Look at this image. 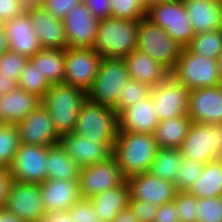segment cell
I'll return each instance as SVG.
<instances>
[{"label": "cell", "mask_w": 222, "mask_h": 222, "mask_svg": "<svg viewBox=\"0 0 222 222\" xmlns=\"http://www.w3.org/2000/svg\"><path fill=\"white\" fill-rule=\"evenodd\" d=\"M158 149L153 134L118 131L112 156L127 180L149 172Z\"/></svg>", "instance_id": "6da1fadb"}, {"label": "cell", "mask_w": 222, "mask_h": 222, "mask_svg": "<svg viewBox=\"0 0 222 222\" xmlns=\"http://www.w3.org/2000/svg\"><path fill=\"white\" fill-rule=\"evenodd\" d=\"M41 103L50 113L54 129L59 136L74 132L76 120L87 92L65 83L52 84Z\"/></svg>", "instance_id": "7a4b0ae2"}, {"label": "cell", "mask_w": 222, "mask_h": 222, "mask_svg": "<svg viewBox=\"0 0 222 222\" xmlns=\"http://www.w3.org/2000/svg\"><path fill=\"white\" fill-rule=\"evenodd\" d=\"M140 20H99L94 50L103 58H124L136 49Z\"/></svg>", "instance_id": "3957f363"}, {"label": "cell", "mask_w": 222, "mask_h": 222, "mask_svg": "<svg viewBox=\"0 0 222 222\" xmlns=\"http://www.w3.org/2000/svg\"><path fill=\"white\" fill-rule=\"evenodd\" d=\"M74 133L106 143L113 150L118 134L117 110L87 99L78 113Z\"/></svg>", "instance_id": "277c9868"}, {"label": "cell", "mask_w": 222, "mask_h": 222, "mask_svg": "<svg viewBox=\"0 0 222 222\" xmlns=\"http://www.w3.org/2000/svg\"><path fill=\"white\" fill-rule=\"evenodd\" d=\"M170 75L190 90L220 86L222 77L218 60L193 53L187 47Z\"/></svg>", "instance_id": "5b68a950"}, {"label": "cell", "mask_w": 222, "mask_h": 222, "mask_svg": "<svg viewBox=\"0 0 222 222\" xmlns=\"http://www.w3.org/2000/svg\"><path fill=\"white\" fill-rule=\"evenodd\" d=\"M179 150L183 158L203 164L222 159V123L192 122Z\"/></svg>", "instance_id": "8992f818"}, {"label": "cell", "mask_w": 222, "mask_h": 222, "mask_svg": "<svg viewBox=\"0 0 222 222\" xmlns=\"http://www.w3.org/2000/svg\"><path fill=\"white\" fill-rule=\"evenodd\" d=\"M146 18L162 27L181 46L186 48L194 37L193 27L184 0H164L149 4Z\"/></svg>", "instance_id": "52a82bcc"}, {"label": "cell", "mask_w": 222, "mask_h": 222, "mask_svg": "<svg viewBox=\"0 0 222 222\" xmlns=\"http://www.w3.org/2000/svg\"><path fill=\"white\" fill-rule=\"evenodd\" d=\"M183 48L166 30L154 25L146 17L139 21L136 49L148 54L169 72L175 68Z\"/></svg>", "instance_id": "ba28073f"}, {"label": "cell", "mask_w": 222, "mask_h": 222, "mask_svg": "<svg viewBox=\"0 0 222 222\" xmlns=\"http://www.w3.org/2000/svg\"><path fill=\"white\" fill-rule=\"evenodd\" d=\"M129 73L123 58H103L97 77L87 91V99L97 104L115 107L120 90L124 89Z\"/></svg>", "instance_id": "9c48e42d"}, {"label": "cell", "mask_w": 222, "mask_h": 222, "mask_svg": "<svg viewBox=\"0 0 222 222\" xmlns=\"http://www.w3.org/2000/svg\"><path fill=\"white\" fill-rule=\"evenodd\" d=\"M191 90L179 83L172 75L151 88L157 118L167 121L188 114Z\"/></svg>", "instance_id": "30bf717a"}, {"label": "cell", "mask_w": 222, "mask_h": 222, "mask_svg": "<svg viewBox=\"0 0 222 222\" xmlns=\"http://www.w3.org/2000/svg\"><path fill=\"white\" fill-rule=\"evenodd\" d=\"M103 57L94 48H66L64 83L87 92L97 77Z\"/></svg>", "instance_id": "8fae6325"}, {"label": "cell", "mask_w": 222, "mask_h": 222, "mask_svg": "<svg viewBox=\"0 0 222 222\" xmlns=\"http://www.w3.org/2000/svg\"><path fill=\"white\" fill-rule=\"evenodd\" d=\"M126 181L112 156L103 162L81 167L78 179L81 198L89 199L100 192L121 186Z\"/></svg>", "instance_id": "7c38bea8"}, {"label": "cell", "mask_w": 222, "mask_h": 222, "mask_svg": "<svg viewBox=\"0 0 222 222\" xmlns=\"http://www.w3.org/2000/svg\"><path fill=\"white\" fill-rule=\"evenodd\" d=\"M50 147L20 145L9 168L12 181L41 184L47 180V156Z\"/></svg>", "instance_id": "4fadbf2b"}, {"label": "cell", "mask_w": 222, "mask_h": 222, "mask_svg": "<svg viewBox=\"0 0 222 222\" xmlns=\"http://www.w3.org/2000/svg\"><path fill=\"white\" fill-rule=\"evenodd\" d=\"M4 207L25 222H39L45 213L41 184L12 181Z\"/></svg>", "instance_id": "5bb4252c"}, {"label": "cell", "mask_w": 222, "mask_h": 222, "mask_svg": "<svg viewBox=\"0 0 222 222\" xmlns=\"http://www.w3.org/2000/svg\"><path fill=\"white\" fill-rule=\"evenodd\" d=\"M15 125L22 144L45 147L59 144L60 136L54 129L50 113L42 103Z\"/></svg>", "instance_id": "9a60e30c"}, {"label": "cell", "mask_w": 222, "mask_h": 222, "mask_svg": "<svg viewBox=\"0 0 222 222\" xmlns=\"http://www.w3.org/2000/svg\"><path fill=\"white\" fill-rule=\"evenodd\" d=\"M68 48H93L99 20L81 3L72 8L62 20Z\"/></svg>", "instance_id": "2e32d148"}, {"label": "cell", "mask_w": 222, "mask_h": 222, "mask_svg": "<svg viewBox=\"0 0 222 222\" xmlns=\"http://www.w3.org/2000/svg\"><path fill=\"white\" fill-rule=\"evenodd\" d=\"M126 181L130 189V200L147 201L161 206L173 202L177 194L173 182L155 177L150 172L135 175Z\"/></svg>", "instance_id": "e0dca14e"}, {"label": "cell", "mask_w": 222, "mask_h": 222, "mask_svg": "<svg viewBox=\"0 0 222 222\" xmlns=\"http://www.w3.org/2000/svg\"><path fill=\"white\" fill-rule=\"evenodd\" d=\"M59 144L80 167L94 165L112 157L113 150L106 144L74 132L60 136Z\"/></svg>", "instance_id": "ac0fdd59"}, {"label": "cell", "mask_w": 222, "mask_h": 222, "mask_svg": "<svg viewBox=\"0 0 222 222\" xmlns=\"http://www.w3.org/2000/svg\"><path fill=\"white\" fill-rule=\"evenodd\" d=\"M187 115L192 122L222 123L221 86L191 90Z\"/></svg>", "instance_id": "d6986e66"}, {"label": "cell", "mask_w": 222, "mask_h": 222, "mask_svg": "<svg viewBox=\"0 0 222 222\" xmlns=\"http://www.w3.org/2000/svg\"><path fill=\"white\" fill-rule=\"evenodd\" d=\"M2 27L7 35L9 51L31 58L42 49L34 33L28 12L13 17L3 23Z\"/></svg>", "instance_id": "ffe728a7"}, {"label": "cell", "mask_w": 222, "mask_h": 222, "mask_svg": "<svg viewBox=\"0 0 222 222\" xmlns=\"http://www.w3.org/2000/svg\"><path fill=\"white\" fill-rule=\"evenodd\" d=\"M158 124L151 96L124 108L118 114V131L153 134Z\"/></svg>", "instance_id": "44dd1931"}, {"label": "cell", "mask_w": 222, "mask_h": 222, "mask_svg": "<svg viewBox=\"0 0 222 222\" xmlns=\"http://www.w3.org/2000/svg\"><path fill=\"white\" fill-rule=\"evenodd\" d=\"M34 33L42 48H67V38L63 21L54 18L44 8H35L27 11Z\"/></svg>", "instance_id": "7402d4cb"}, {"label": "cell", "mask_w": 222, "mask_h": 222, "mask_svg": "<svg viewBox=\"0 0 222 222\" xmlns=\"http://www.w3.org/2000/svg\"><path fill=\"white\" fill-rule=\"evenodd\" d=\"M45 212L69 210L81 199L78 180L47 179L41 183Z\"/></svg>", "instance_id": "603a6c76"}, {"label": "cell", "mask_w": 222, "mask_h": 222, "mask_svg": "<svg viewBox=\"0 0 222 222\" xmlns=\"http://www.w3.org/2000/svg\"><path fill=\"white\" fill-rule=\"evenodd\" d=\"M194 35L222 29V1L184 0Z\"/></svg>", "instance_id": "cb8c5ba5"}, {"label": "cell", "mask_w": 222, "mask_h": 222, "mask_svg": "<svg viewBox=\"0 0 222 222\" xmlns=\"http://www.w3.org/2000/svg\"><path fill=\"white\" fill-rule=\"evenodd\" d=\"M123 59L127 66L129 78L150 87H154L170 74L158 61L137 49Z\"/></svg>", "instance_id": "d4e9b609"}, {"label": "cell", "mask_w": 222, "mask_h": 222, "mask_svg": "<svg viewBox=\"0 0 222 222\" xmlns=\"http://www.w3.org/2000/svg\"><path fill=\"white\" fill-rule=\"evenodd\" d=\"M41 98L20 88L0 96V120L16 124L41 104Z\"/></svg>", "instance_id": "484cf974"}, {"label": "cell", "mask_w": 222, "mask_h": 222, "mask_svg": "<svg viewBox=\"0 0 222 222\" xmlns=\"http://www.w3.org/2000/svg\"><path fill=\"white\" fill-rule=\"evenodd\" d=\"M94 211L104 222H111L117 213L130 202V189L127 181L121 186L100 192L89 198Z\"/></svg>", "instance_id": "4316f807"}, {"label": "cell", "mask_w": 222, "mask_h": 222, "mask_svg": "<svg viewBox=\"0 0 222 222\" xmlns=\"http://www.w3.org/2000/svg\"><path fill=\"white\" fill-rule=\"evenodd\" d=\"M29 61L51 85L64 83L65 50L42 48Z\"/></svg>", "instance_id": "83f0119b"}, {"label": "cell", "mask_w": 222, "mask_h": 222, "mask_svg": "<svg viewBox=\"0 0 222 222\" xmlns=\"http://www.w3.org/2000/svg\"><path fill=\"white\" fill-rule=\"evenodd\" d=\"M188 192L198 199L222 196V159L204 164L201 174Z\"/></svg>", "instance_id": "f1b7e54d"}, {"label": "cell", "mask_w": 222, "mask_h": 222, "mask_svg": "<svg viewBox=\"0 0 222 222\" xmlns=\"http://www.w3.org/2000/svg\"><path fill=\"white\" fill-rule=\"evenodd\" d=\"M192 120L188 115L160 121L153 133L159 148H180Z\"/></svg>", "instance_id": "f546056e"}, {"label": "cell", "mask_w": 222, "mask_h": 222, "mask_svg": "<svg viewBox=\"0 0 222 222\" xmlns=\"http://www.w3.org/2000/svg\"><path fill=\"white\" fill-rule=\"evenodd\" d=\"M47 179L78 180L81 167L71 159L60 144L48 149Z\"/></svg>", "instance_id": "4dcf8cb0"}, {"label": "cell", "mask_w": 222, "mask_h": 222, "mask_svg": "<svg viewBox=\"0 0 222 222\" xmlns=\"http://www.w3.org/2000/svg\"><path fill=\"white\" fill-rule=\"evenodd\" d=\"M182 158L178 148H159L149 172L155 177L174 183L182 166Z\"/></svg>", "instance_id": "1f68e13d"}, {"label": "cell", "mask_w": 222, "mask_h": 222, "mask_svg": "<svg viewBox=\"0 0 222 222\" xmlns=\"http://www.w3.org/2000/svg\"><path fill=\"white\" fill-rule=\"evenodd\" d=\"M187 48L193 53L218 60L222 51V29L194 35Z\"/></svg>", "instance_id": "d6a6232c"}, {"label": "cell", "mask_w": 222, "mask_h": 222, "mask_svg": "<svg viewBox=\"0 0 222 222\" xmlns=\"http://www.w3.org/2000/svg\"><path fill=\"white\" fill-rule=\"evenodd\" d=\"M21 145L15 124H0V167L9 169Z\"/></svg>", "instance_id": "836d02e7"}, {"label": "cell", "mask_w": 222, "mask_h": 222, "mask_svg": "<svg viewBox=\"0 0 222 222\" xmlns=\"http://www.w3.org/2000/svg\"><path fill=\"white\" fill-rule=\"evenodd\" d=\"M50 86L51 84L47 81L45 75H42L37 67H34L28 60L18 81V88L35 94L42 99Z\"/></svg>", "instance_id": "e575fe53"}, {"label": "cell", "mask_w": 222, "mask_h": 222, "mask_svg": "<svg viewBox=\"0 0 222 222\" xmlns=\"http://www.w3.org/2000/svg\"><path fill=\"white\" fill-rule=\"evenodd\" d=\"M151 88L142 82L128 79L124 89L120 90L118 104L114 107L119 114L124 108L132 106L151 94Z\"/></svg>", "instance_id": "d590c367"}, {"label": "cell", "mask_w": 222, "mask_h": 222, "mask_svg": "<svg viewBox=\"0 0 222 222\" xmlns=\"http://www.w3.org/2000/svg\"><path fill=\"white\" fill-rule=\"evenodd\" d=\"M143 0H111V17L128 20H141L146 17Z\"/></svg>", "instance_id": "8d00e7d4"}, {"label": "cell", "mask_w": 222, "mask_h": 222, "mask_svg": "<svg viewBox=\"0 0 222 222\" xmlns=\"http://www.w3.org/2000/svg\"><path fill=\"white\" fill-rule=\"evenodd\" d=\"M203 167V163L182 158V166L179 168V173L174 180L177 192L189 191L201 174Z\"/></svg>", "instance_id": "74e56055"}, {"label": "cell", "mask_w": 222, "mask_h": 222, "mask_svg": "<svg viewBox=\"0 0 222 222\" xmlns=\"http://www.w3.org/2000/svg\"><path fill=\"white\" fill-rule=\"evenodd\" d=\"M177 218L179 222H196L197 221V203L198 198L195 195L186 192H177L173 200Z\"/></svg>", "instance_id": "f35d334b"}, {"label": "cell", "mask_w": 222, "mask_h": 222, "mask_svg": "<svg viewBox=\"0 0 222 222\" xmlns=\"http://www.w3.org/2000/svg\"><path fill=\"white\" fill-rule=\"evenodd\" d=\"M196 222H222V196L198 199Z\"/></svg>", "instance_id": "ab89813d"}, {"label": "cell", "mask_w": 222, "mask_h": 222, "mask_svg": "<svg viewBox=\"0 0 222 222\" xmlns=\"http://www.w3.org/2000/svg\"><path fill=\"white\" fill-rule=\"evenodd\" d=\"M28 60L29 58L8 50L0 56V74L10 76L18 82Z\"/></svg>", "instance_id": "60d3db41"}, {"label": "cell", "mask_w": 222, "mask_h": 222, "mask_svg": "<svg viewBox=\"0 0 222 222\" xmlns=\"http://www.w3.org/2000/svg\"><path fill=\"white\" fill-rule=\"evenodd\" d=\"M75 222H104L99 214H96L89 199L81 198L68 210Z\"/></svg>", "instance_id": "b9f144b4"}, {"label": "cell", "mask_w": 222, "mask_h": 222, "mask_svg": "<svg viewBox=\"0 0 222 222\" xmlns=\"http://www.w3.org/2000/svg\"><path fill=\"white\" fill-rule=\"evenodd\" d=\"M83 0H45L43 8L54 18L63 20L69 11Z\"/></svg>", "instance_id": "7bdbcfd3"}, {"label": "cell", "mask_w": 222, "mask_h": 222, "mask_svg": "<svg viewBox=\"0 0 222 222\" xmlns=\"http://www.w3.org/2000/svg\"><path fill=\"white\" fill-rule=\"evenodd\" d=\"M129 205L136 211L139 222H154L158 207L147 201L130 200Z\"/></svg>", "instance_id": "ee69618b"}, {"label": "cell", "mask_w": 222, "mask_h": 222, "mask_svg": "<svg viewBox=\"0 0 222 222\" xmlns=\"http://www.w3.org/2000/svg\"><path fill=\"white\" fill-rule=\"evenodd\" d=\"M83 3L98 20L111 17V0H83Z\"/></svg>", "instance_id": "f6af8a7d"}, {"label": "cell", "mask_w": 222, "mask_h": 222, "mask_svg": "<svg viewBox=\"0 0 222 222\" xmlns=\"http://www.w3.org/2000/svg\"><path fill=\"white\" fill-rule=\"evenodd\" d=\"M24 10L19 0H0V23L3 24L15 16L21 15Z\"/></svg>", "instance_id": "bcb514c9"}, {"label": "cell", "mask_w": 222, "mask_h": 222, "mask_svg": "<svg viewBox=\"0 0 222 222\" xmlns=\"http://www.w3.org/2000/svg\"><path fill=\"white\" fill-rule=\"evenodd\" d=\"M154 222H179L173 202L158 207Z\"/></svg>", "instance_id": "7dc6e473"}, {"label": "cell", "mask_w": 222, "mask_h": 222, "mask_svg": "<svg viewBox=\"0 0 222 222\" xmlns=\"http://www.w3.org/2000/svg\"><path fill=\"white\" fill-rule=\"evenodd\" d=\"M11 183L9 169L0 167V207L6 204Z\"/></svg>", "instance_id": "c3c4849f"}, {"label": "cell", "mask_w": 222, "mask_h": 222, "mask_svg": "<svg viewBox=\"0 0 222 222\" xmlns=\"http://www.w3.org/2000/svg\"><path fill=\"white\" fill-rule=\"evenodd\" d=\"M39 222H75L68 210L45 212Z\"/></svg>", "instance_id": "681fc988"}, {"label": "cell", "mask_w": 222, "mask_h": 222, "mask_svg": "<svg viewBox=\"0 0 222 222\" xmlns=\"http://www.w3.org/2000/svg\"><path fill=\"white\" fill-rule=\"evenodd\" d=\"M111 222H139V219L136 217V211L128 205L120 210Z\"/></svg>", "instance_id": "f907efd6"}, {"label": "cell", "mask_w": 222, "mask_h": 222, "mask_svg": "<svg viewBox=\"0 0 222 222\" xmlns=\"http://www.w3.org/2000/svg\"><path fill=\"white\" fill-rule=\"evenodd\" d=\"M17 88V81H14L12 78H10V76L0 74V96L7 95Z\"/></svg>", "instance_id": "816d5d0a"}, {"label": "cell", "mask_w": 222, "mask_h": 222, "mask_svg": "<svg viewBox=\"0 0 222 222\" xmlns=\"http://www.w3.org/2000/svg\"><path fill=\"white\" fill-rule=\"evenodd\" d=\"M19 3L24 12H27L35 8H43L45 0H19Z\"/></svg>", "instance_id": "f5cc1de1"}, {"label": "cell", "mask_w": 222, "mask_h": 222, "mask_svg": "<svg viewBox=\"0 0 222 222\" xmlns=\"http://www.w3.org/2000/svg\"><path fill=\"white\" fill-rule=\"evenodd\" d=\"M0 222H25L12 212H10L6 207H0Z\"/></svg>", "instance_id": "db71d44e"}, {"label": "cell", "mask_w": 222, "mask_h": 222, "mask_svg": "<svg viewBox=\"0 0 222 222\" xmlns=\"http://www.w3.org/2000/svg\"><path fill=\"white\" fill-rule=\"evenodd\" d=\"M9 50L7 35L3 27L0 28V56Z\"/></svg>", "instance_id": "11a10c76"}, {"label": "cell", "mask_w": 222, "mask_h": 222, "mask_svg": "<svg viewBox=\"0 0 222 222\" xmlns=\"http://www.w3.org/2000/svg\"><path fill=\"white\" fill-rule=\"evenodd\" d=\"M218 65H219L220 71H221V73H222V51H221V53L219 54Z\"/></svg>", "instance_id": "9f6ffc18"}, {"label": "cell", "mask_w": 222, "mask_h": 222, "mask_svg": "<svg viewBox=\"0 0 222 222\" xmlns=\"http://www.w3.org/2000/svg\"><path fill=\"white\" fill-rule=\"evenodd\" d=\"M145 5L148 6L149 4L153 3V2H157V1H164V0H143Z\"/></svg>", "instance_id": "6f0895ef"}]
</instances>
